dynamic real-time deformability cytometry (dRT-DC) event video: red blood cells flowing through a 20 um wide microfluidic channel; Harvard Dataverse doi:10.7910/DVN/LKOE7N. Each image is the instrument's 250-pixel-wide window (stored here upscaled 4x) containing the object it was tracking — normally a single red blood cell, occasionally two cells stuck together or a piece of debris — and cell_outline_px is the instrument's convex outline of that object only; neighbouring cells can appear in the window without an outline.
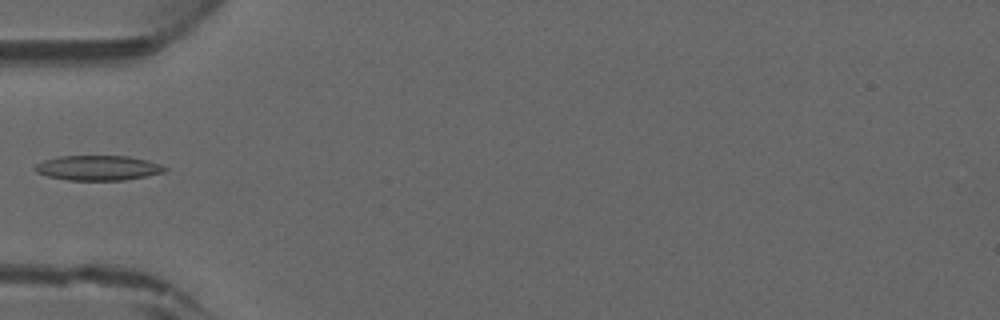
{"species": "common noctule bat (a hibernating species)", "species_latin": "Nyctalus noctula", "temperature_condition": "warm", "stored_images_in_passage": 28, "camera_frame_rate_fps": 3000, "um_per_image_px": 0.085, "animal": {"sex": "male", "forearm_length_mm": 52.5}, "frame": {"image": 1, "passage_image": 1, "time_ms": 0.0, "image_size_px": [1000, 320], "cell_outline_px": [[168, 168], [164, 172], [124, 180], [68, 180], [48, 176], [36, 172], [32, 168], [36, 164], [44, 160], [60, 156], [128, 156], [148, 160], [160, 164]], "centroid_in_image_um": [8.32, 14.27], "position_along_channel_um": 76.7, "area_um2": 18.79}}
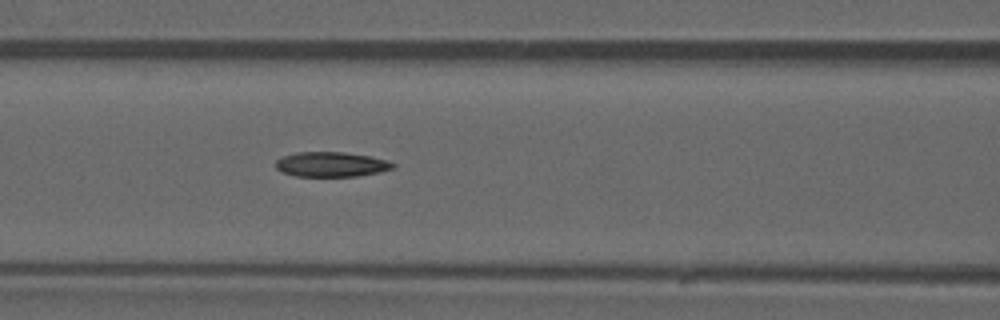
{"frame": {"image": 2, "passage_image": 5, "time_ms": 1.333, "image_size_px": [1000, 320], "cell_outline_px": [[396, 168], [380, 172], [356, 176], [296, 176], [280, 172], [276, 168], [276, 160], [284, 156], [296, 152], [344, 152], [368, 156], [388, 160], [396, 164]], "centroid_in_image_um": [28.17, 13.97], "position_along_channel_um": 138.4, "area_um2": 17.05}}